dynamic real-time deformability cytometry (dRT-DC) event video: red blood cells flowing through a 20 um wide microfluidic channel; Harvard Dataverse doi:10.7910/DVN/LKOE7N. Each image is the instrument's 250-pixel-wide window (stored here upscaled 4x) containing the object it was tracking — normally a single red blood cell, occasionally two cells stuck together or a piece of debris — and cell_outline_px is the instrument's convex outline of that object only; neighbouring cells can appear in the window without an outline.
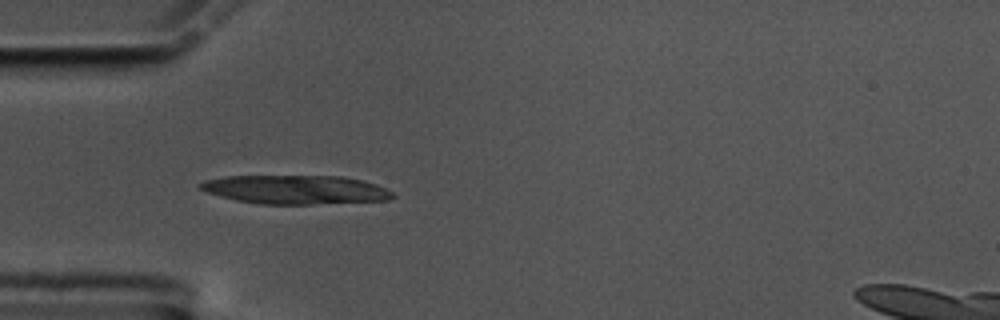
{"species": "common noctule bat (a hibernating species)", "species_latin": "Nyctalus noctula", "temperature_condition": "cold", "stored_images_in_passage": 35, "camera_frame_rate_fps": 3000, "um_per_image_px": 0.085, "animal": {"sex": "male", "body_mass_g": 17.5, "forearm_length_mm": 52.3}, "frame": {"image": 1, "passage_image": 1, "time_ms": 0.0, "image_size_px": [1000, 320], "cell_outline_px": [[396, 196], [388, 200], [312, 204], [260, 204], [236, 200], [220, 196], [208, 192], [200, 188], [196, 184], [204, 180], [224, 176], [340, 176], [364, 180], [376, 184], [392, 192]], "centroid_in_image_um": [25.11, 16.11], "position_along_channel_um": 59.9, "area_um2": 32.37}}